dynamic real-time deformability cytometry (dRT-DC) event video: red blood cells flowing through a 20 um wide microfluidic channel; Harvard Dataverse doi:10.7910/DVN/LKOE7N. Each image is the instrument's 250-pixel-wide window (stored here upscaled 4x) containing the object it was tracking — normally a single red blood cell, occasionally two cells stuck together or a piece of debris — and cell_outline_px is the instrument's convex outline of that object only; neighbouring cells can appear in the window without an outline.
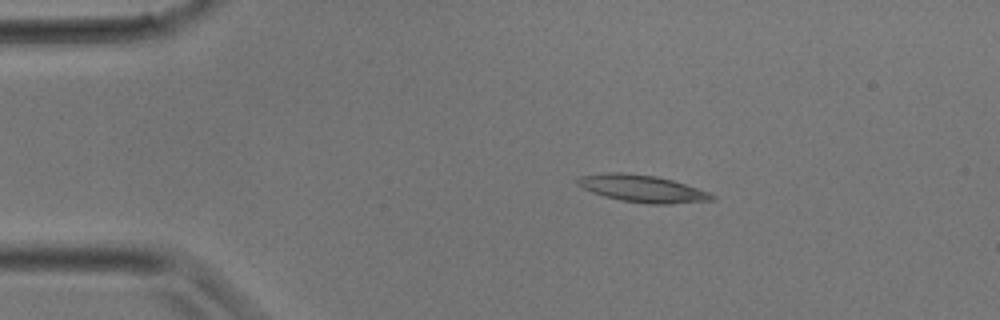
{"species": "common noctule bat (a hibernating species)", "species_latin": "Nyctalus noctula", "temperature_condition": "room temperature", "stored_images_in_passage": 19, "camera_frame_rate_fps": 3000, "um_per_image_px": 0.085, "animal": {"sex": "male", "body_mass_g": 17.9}, "frame": {"image": 1, "passage_image": 5, "time_ms": 1.333, "image_size_px": [1000, 320], "cell_outline_px": [[716, 200], [672, 204], [652, 204], [620, 200], [604, 196], [592, 192], [576, 184], [576, 180], [580, 176], [608, 172], [620, 172], [656, 176], [672, 180], [708, 192], [716, 196]], "centroid_in_image_um": [54.6, 16.03], "position_along_channel_um": 30.4, "area_um2": 21.15}}
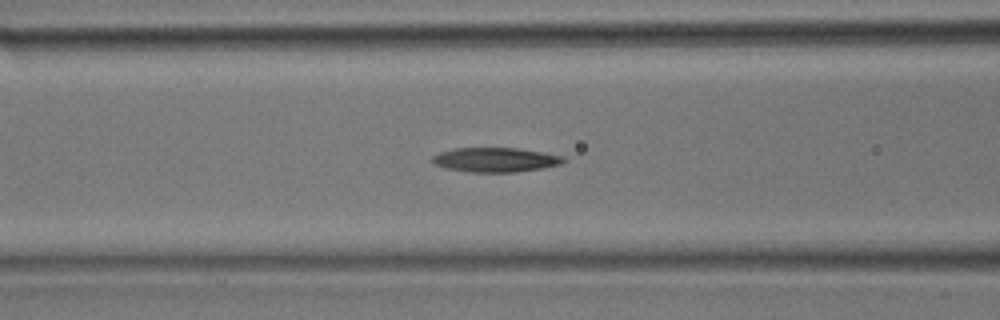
{"frame": {"image": 2, "passage_image": 12, "time_ms": 3.667, "image_size_px": [1000, 320], "cell_outline_px": [[568, 160], [564, 164], [516, 172], [468, 172], [448, 168], [432, 164], [428, 160], [432, 156], [440, 152], [452, 148], [516, 148], [544, 152], [564, 156]], "centroid_in_image_um": [42.11, 13.58], "position_along_channel_um": 124.5, "area_um2": 18.96}}
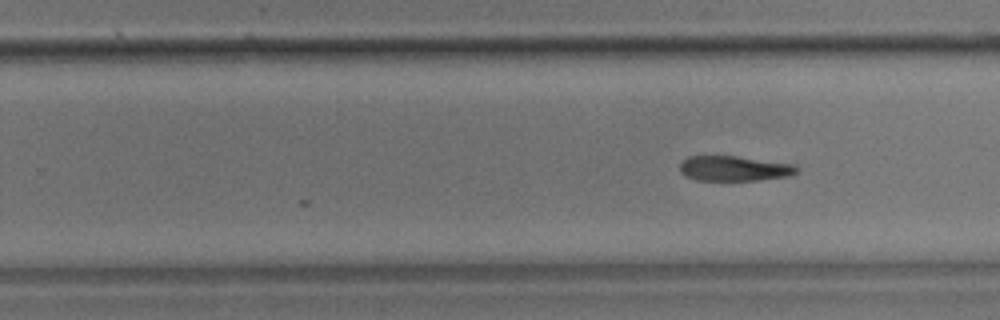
{"frame": {"image": 3, "passage_image": 19, "time_ms": 6.0, "image_size_px": [1000, 320], "cell_outline_px": [[800, 172], [788, 176], [756, 180], [696, 180], [680, 172], [680, 164], [688, 156], [736, 156], [796, 164], [800, 168]], "centroid_in_image_um": [62.47, 14.31], "position_along_channel_um": 267.3, "area_um2": 17.11}}